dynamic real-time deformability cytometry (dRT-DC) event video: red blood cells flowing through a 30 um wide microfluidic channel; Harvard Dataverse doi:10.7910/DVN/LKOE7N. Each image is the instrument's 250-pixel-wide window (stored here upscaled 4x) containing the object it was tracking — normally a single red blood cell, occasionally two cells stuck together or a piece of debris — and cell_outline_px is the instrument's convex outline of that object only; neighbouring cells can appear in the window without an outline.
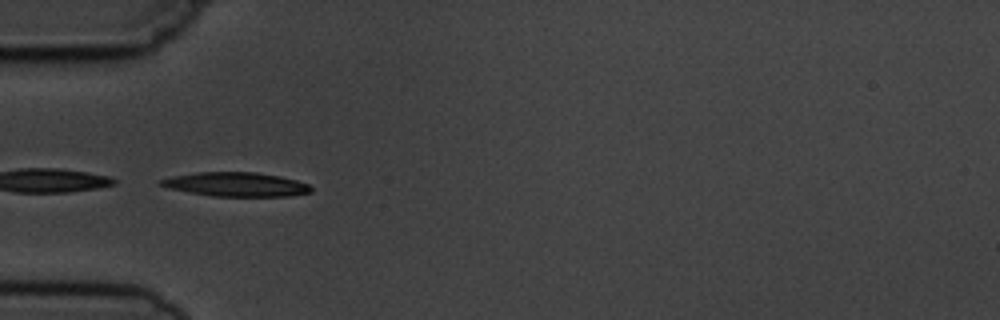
{"species": "common noctule bat (a hibernating species)", "species_latin": "Nyctalus noctula", "temperature_condition": "cold", "stored_images_in_passage": 5, "camera_frame_rate_fps": 3000, "um_per_image_px": 0.085, "animal": {"sex": "male", "body_mass_g": 19.5, "forearm_length_mm": 54.6}, "frame": {"image": 1, "passage_image": 4, "time_ms": 3.333, "image_size_px": [1000, 320], "cell_outline_px": [[312, 192], [288, 196], [212, 196], [188, 192], [168, 188], [160, 184], [160, 180], [172, 176], [196, 172], [256, 172], [280, 176], [296, 180], [308, 184], [312, 188]], "centroid_in_image_um": [20.07, 15.67], "position_along_channel_um": 64.9, "area_um2": 21.04}}
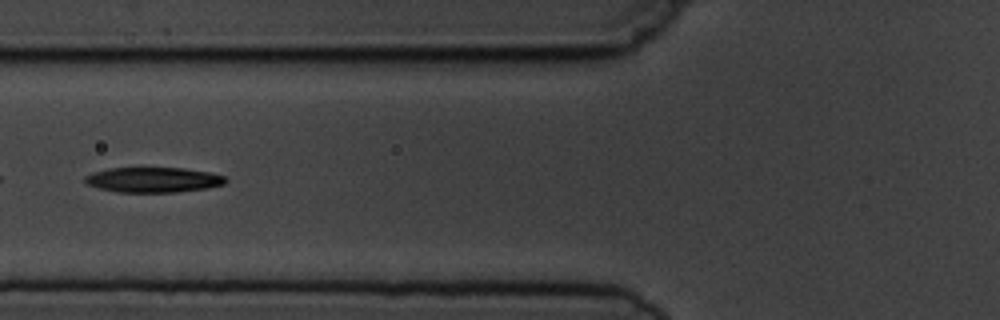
{"frame": {"image": 2, "passage_image": 5, "time_ms": 4.667, "image_size_px": [1000, 320], "cell_outline_px": [[228, 180], [224, 184], [208, 188], [176, 192], [116, 192], [100, 188], [88, 184], [84, 180], [84, 176], [92, 172], [108, 168], [184, 168], [208, 172], [224, 176]], "centroid_in_image_um": [13.02, 15.28], "position_along_channel_um": 112.8, "area_um2": 20.58}}